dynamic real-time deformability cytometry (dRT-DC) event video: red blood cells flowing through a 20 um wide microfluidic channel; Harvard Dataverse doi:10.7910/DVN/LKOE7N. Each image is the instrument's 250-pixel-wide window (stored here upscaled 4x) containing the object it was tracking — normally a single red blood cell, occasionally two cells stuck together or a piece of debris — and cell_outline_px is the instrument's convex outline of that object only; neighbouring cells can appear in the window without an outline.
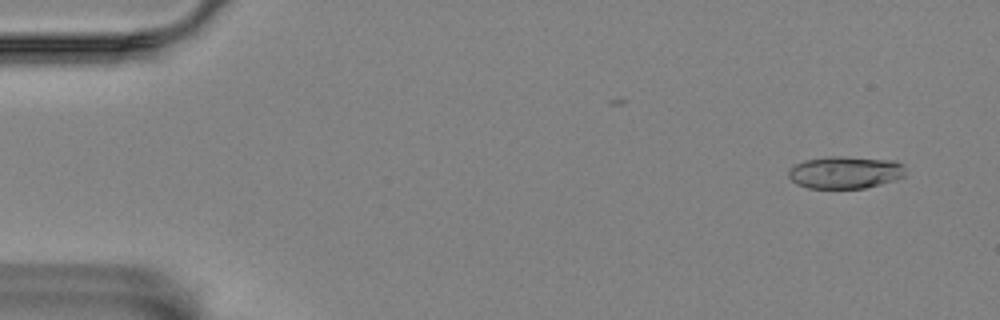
{"species": "Egyptian fruit bat (a non-hibernating species)", "species_latin": "Rousettus aegyptiacus", "temperature_condition": "room temperature", "stored_images_in_passage": 6, "camera_frame_rate_fps": 3000, "um_per_image_px": 0.085, "animal": {"sex": "female"}, "frame": {"image": 1, "passage_image": 1, "time_ms": 0.0, "image_size_px": [1000, 320], "cell_outline_px": [[904, 176], [896, 180], [864, 188], [808, 188], [796, 184], [788, 176], [788, 168], [804, 160], [828, 156], [840, 156], [896, 160], [904, 168]], "centroid_in_image_um": [71.81, 14.65], "position_along_channel_um": 13.2, "area_um2": 22.14}}
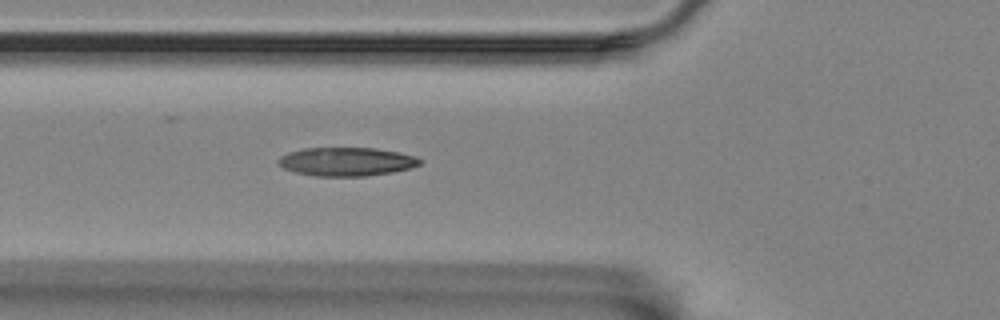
{"frame": {"image": 2, "passage_image": 6, "time_ms": 5.667, "image_size_px": [1000, 320], "cell_outline_px": [[420, 164], [408, 168], [392, 172], [364, 176], [316, 176], [296, 172], [284, 168], [276, 160], [280, 156], [288, 152], [304, 148], [376, 148], [416, 156], [420, 160]], "centroid_in_image_um": [29.41, 13.73], "position_along_channel_um": 96.4, "area_um2": 23.35}}